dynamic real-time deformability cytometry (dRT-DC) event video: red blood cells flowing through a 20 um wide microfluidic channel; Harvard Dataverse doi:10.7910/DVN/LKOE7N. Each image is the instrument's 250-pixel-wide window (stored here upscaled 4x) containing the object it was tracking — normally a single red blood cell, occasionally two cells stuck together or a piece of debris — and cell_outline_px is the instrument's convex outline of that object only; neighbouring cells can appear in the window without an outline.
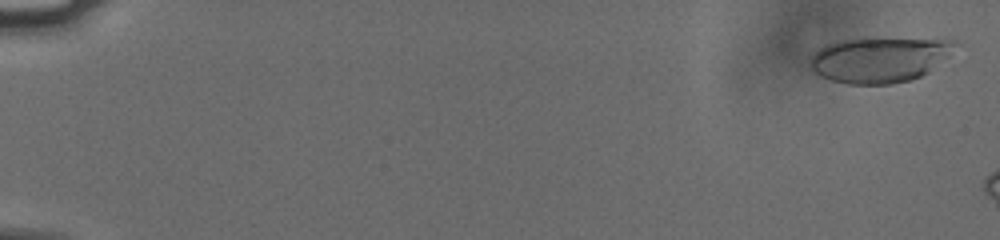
{"species": "human", "species_latin": "Homo sapiens", "temperature_condition": "cold", "stored_images_in_passage": 9, "camera_frame_rate_fps": 3000, "um_per_image_px": 0.085, "donor": {"sex": "male"}, "frame": {"image": 1, "passage_image": 1, "time_ms": 0.0, "image_size_px": [1000, 240], "cell_outline_px": [[956, 44], [948, 56], [928, 72], [912, 80], [892, 84], [848, 84], [832, 80], [820, 76], [812, 68], [812, 56], [820, 48], [828, 44], [840, 40], [864, 36], [876, 36], [944, 40]], "centroid_in_image_um": [74.74, 5.04], "position_along_channel_um": 10.3, "area_um2": 38.55}}